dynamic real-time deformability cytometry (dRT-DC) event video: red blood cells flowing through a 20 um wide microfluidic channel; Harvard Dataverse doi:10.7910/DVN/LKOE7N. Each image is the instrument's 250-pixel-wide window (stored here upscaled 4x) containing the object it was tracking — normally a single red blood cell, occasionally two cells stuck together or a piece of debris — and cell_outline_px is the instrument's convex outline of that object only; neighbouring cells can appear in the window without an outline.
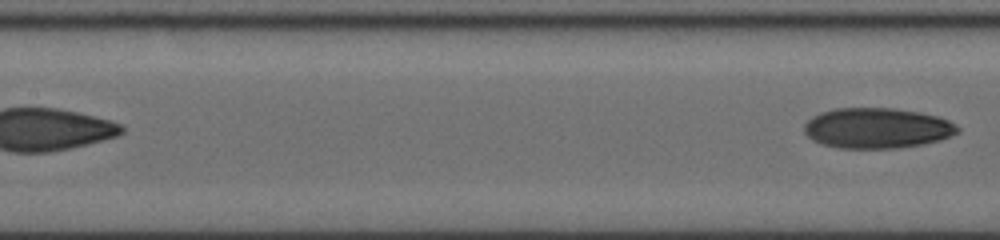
{"species": "human", "species_latin": "Homo sapiens", "temperature_condition": "cold", "stored_images_in_passage": 11, "segment_of_instrument_passage": [2, 2], "camera_frame_rate_fps": 3000, "um_per_image_px": 0.085, "donor": {"sex": "female"}, "frame": {"image": 1, "passage_image": 11, "time_ms": 9.667, "image_size_px": [1000, 240], "cell_outline_px": [[960, 132], [952, 136], [940, 140], [924, 144], [900, 148], [836, 148], [820, 144], [812, 140], [804, 132], [804, 124], [812, 116], [820, 112], [836, 108], [892, 108], [920, 112], [936, 116], [948, 120], [956, 124], [960, 128]], "centroid_in_image_um": [74.55, 10.9], "position_along_channel_um": 132.8, "area_um2": 36.53}}